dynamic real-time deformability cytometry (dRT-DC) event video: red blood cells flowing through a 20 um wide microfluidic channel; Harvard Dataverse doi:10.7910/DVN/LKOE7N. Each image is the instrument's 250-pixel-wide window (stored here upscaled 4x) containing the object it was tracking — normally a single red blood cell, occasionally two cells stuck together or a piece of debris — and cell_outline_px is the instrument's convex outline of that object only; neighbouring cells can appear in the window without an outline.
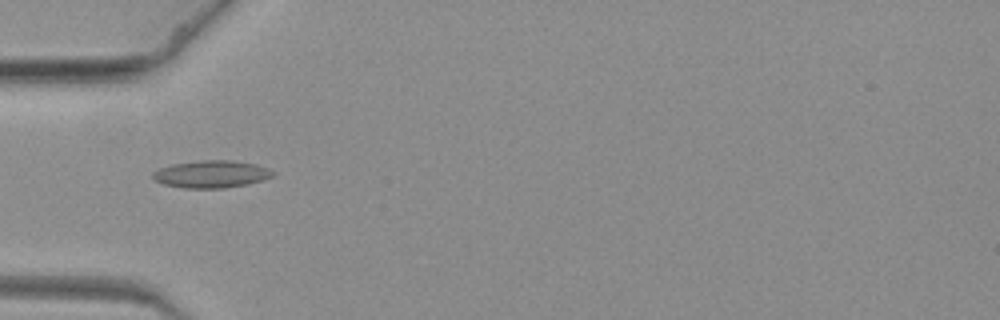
{"species": "common noctule bat (a hibernating species)", "species_latin": "Nyctalus noctula", "temperature_condition": "warm", "stored_images_in_passage": 43, "camera_frame_rate_fps": 3000, "um_per_image_px": 0.085, "animal": {"sex": "female", "body_mass_g": 19.3, "forearm_length_mm": 54.1}, "frame": {"image": 1, "passage_image": 1, "time_ms": 0.0, "image_size_px": [1000, 320], "cell_outline_px": [[276, 172], [272, 176], [264, 180], [248, 184], [224, 188], [184, 188], [164, 184], [156, 180], [152, 176], [152, 172], [160, 168], [172, 164], [200, 160], [232, 160], [256, 164], [268, 168]], "centroid_in_image_um": [17.99, 14.8], "position_along_channel_um": 67.0, "area_um2": 19.19}}
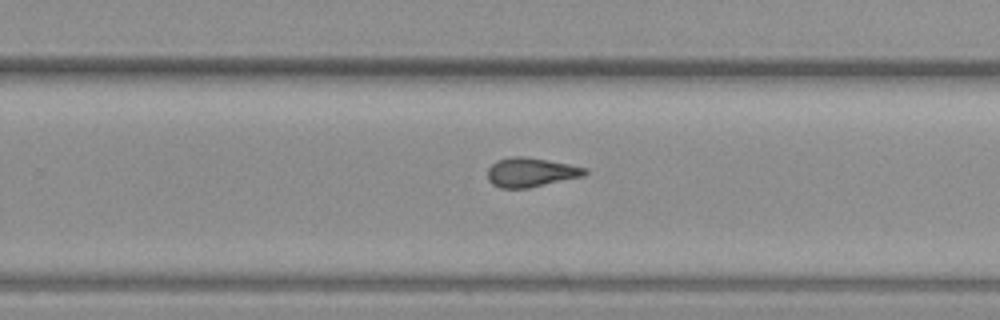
{"frame": {"image": 2, "passage_image": 21, "time_ms": 6.667, "image_size_px": [1000, 320], "cell_outline_px": [[588, 172], [584, 176], [528, 188], [500, 188], [492, 184], [488, 180], [488, 168], [496, 160], [512, 156], [524, 156], [548, 160], [588, 168]], "centroid_in_image_um": [45.12, 14.64], "position_along_channel_um": 284.7, "area_um2": 16.65}}
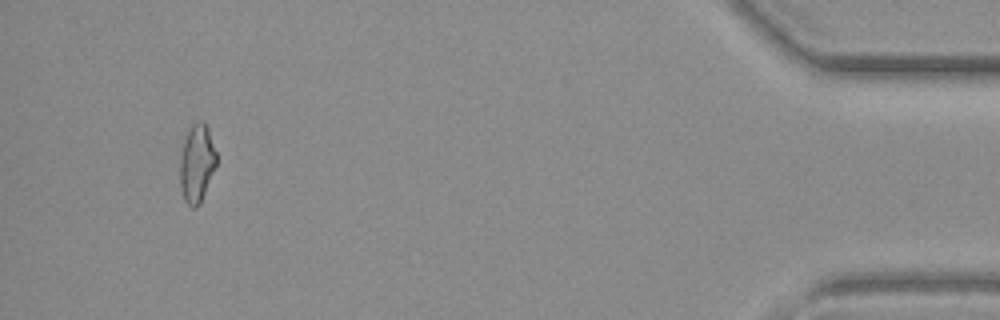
{"frame": {"image": 3, "passage_image": 40, "time_ms": 13.0, "image_size_px": [1000, 320], "cell_outline_px": [[216, 164], [200, 204], [196, 208], [192, 208], [184, 200], [180, 188], [180, 156], [184, 140], [192, 124], [196, 120], [204, 120], [208, 128], [216, 152]], "centroid_in_image_um": [16.72, 13.87], "position_along_channel_um": 418.5, "area_um2": 16.59}}